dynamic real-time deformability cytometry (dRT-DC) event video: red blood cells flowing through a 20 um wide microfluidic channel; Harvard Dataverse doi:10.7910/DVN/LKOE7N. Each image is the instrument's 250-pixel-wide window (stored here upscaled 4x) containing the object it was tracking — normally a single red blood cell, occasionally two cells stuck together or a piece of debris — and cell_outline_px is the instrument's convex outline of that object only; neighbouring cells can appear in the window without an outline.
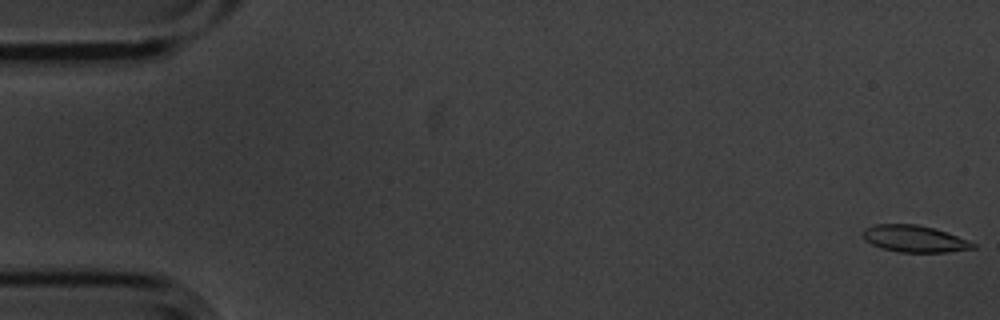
{"species": "common noctule bat (a hibernating species)", "species_latin": "Nyctalus noctula", "temperature_condition": "cold", "stored_images_in_passage": 56, "camera_frame_rate_fps": 3000, "um_per_image_px": 0.085, "animal": {"sex": "male", "body_mass_g": 20.1, "forearm_length_mm": 53.5}, "frame": {"image": 1, "passage_image": 1, "time_ms": 0.0, "image_size_px": [1000, 320], "cell_outline_px": [[976, 248], [948, 252], [900, 252], [880, 248], [864, 240], [860, 232], [864, 228], [872, 224], [916, 224], [932, 228], [956, 236], [976, 244]], "centroid_in_image_um": [77.64, 20.29], "position_along_channel_um": 7.4, "area_um2": 17.17}}
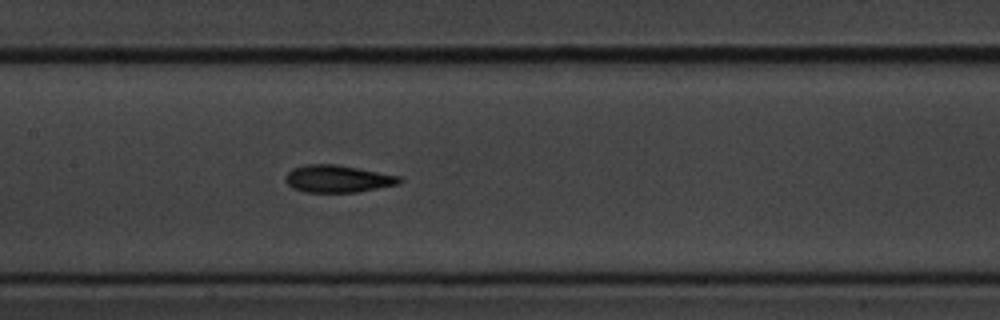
{"frame": {"image": 2, "passage_image": 27, "time_ms": 8.667, "image_size_px": [1000, 320], "cell_outline_px": [[404, 180], [400, 184], [356, 192], [304, 192], [292, 188], [284, 180], [284, 176], [292, 168], [304, 164], [336, 164], [400, 176]], "centroid_in_image_um": [28.68, 15.19], "position_along_channel_um": 178.7, "area_um2": 18.26}}
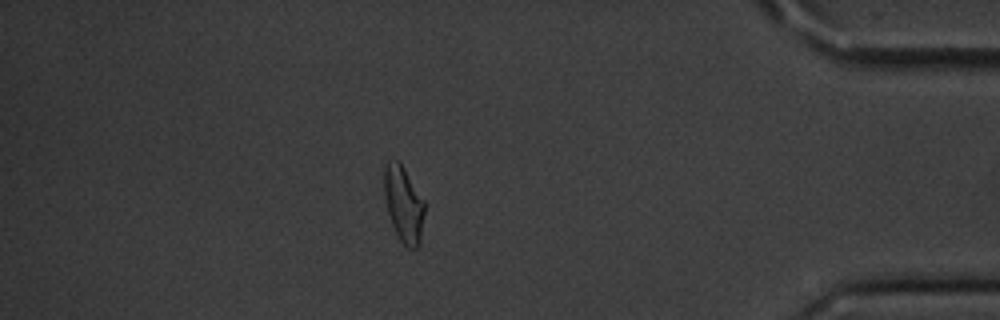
{"frame": {"image": 3, "passage_image": 49, "time_ms": 16.0, "image_size_px": [1000, 320], "cell_outline_px": [[424, 212], [420, 244], [416, 248], [408, 248], [400, 240], [392, 224], [388, 212], [384, 196], [384, 164], [388, 160], [396, 160], [404, 168], [424, 200]], "centroid_in_image_um": [34.3, 17.35], "position_along_channel_um": 400.9, "area_um2": 17.74}, "authors_computed_cell_mechanics": {"area_um2": 18.0914, "velocity_mm_per_s": 3.5663, "shape_relaxation_time_tau1_ms": 3.0239, "shape_relaxation_time_tau2_ms": 2.2887, "deformation_change_tau1": 0.1284, "deformation_change_tau2": 0.0756}}